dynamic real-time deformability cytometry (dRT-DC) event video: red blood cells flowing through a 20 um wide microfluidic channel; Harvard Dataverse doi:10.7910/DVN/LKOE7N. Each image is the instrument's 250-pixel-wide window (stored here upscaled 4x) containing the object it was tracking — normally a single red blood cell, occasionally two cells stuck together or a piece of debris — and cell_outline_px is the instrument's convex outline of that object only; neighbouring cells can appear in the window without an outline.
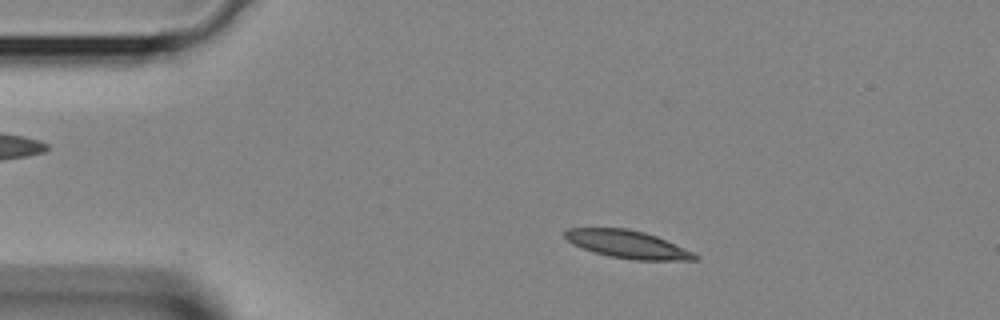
{"species": "Egyptian fruit bat (a non-hibernating species)", "species_latin": "Rousettus aegyptiacus", "temperature_condition": "room temperature", "stored_images_in_passage": 33, "camera_frame_rate_fps": 3000, "um_per_image_px": 0.085, "animal": {"sex": "female"}, "frame": {"image": 1, "passage_image": 1, "time_ms": 0.0, "image_size_px": [1000, 320], "cell_outline_px": [[700, 256], [696, 260], [632, 260], [608, 256], [572, 244], [564, 236], [564, 232], [568, 228], [628, 228], [644, 232], [656, 236], [692, 252]], "centroid_in_image_um": [53.33, 20.77], "position_along_channel_um": 31.7, "area_um2": 20.81}}
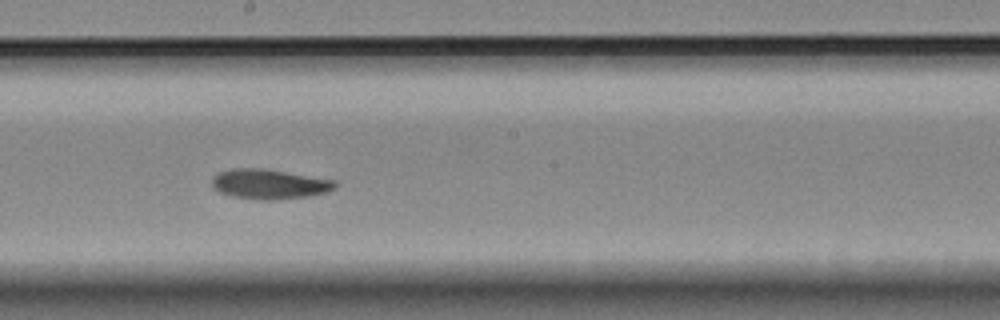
{"frame": {"image": 2, "passage_image": 15, "time_ms": 4.667, "image_size_px": [1000, 320], "cell_outline_px": [[336, 188], [328, 192], [308, 196], [272, 200], [260, 200], [232, 196], [220, 192], [212, 184], [212, 176], [220, 172], [232, 168], [260, 168], [336, 180]], "centroid_in_image_um": [22.9, 15.65], "position_along_channel_um": 225.3, "area_um2": 21.27}}
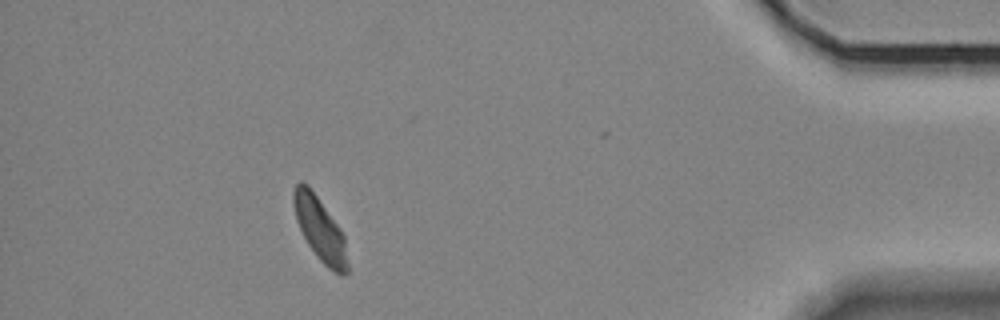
{"frame": {"image": 3, "passage_image": 29, "time_ms": 9.333, "image_size_px": [1000, 320], "cell_outline_px": [[348, 272], [340, 276], [328, 268], [316, 256], [308, 244], [296, 220], [292, 200], [292, 192], [296, 184], [300, 180], [308, 184], [336, 224], [344, 236], [348, 264]], "centroid_in_image_um": [27.17, 19.48], "position_along_channel_um": 408.0, "area_um2": 19.77}}